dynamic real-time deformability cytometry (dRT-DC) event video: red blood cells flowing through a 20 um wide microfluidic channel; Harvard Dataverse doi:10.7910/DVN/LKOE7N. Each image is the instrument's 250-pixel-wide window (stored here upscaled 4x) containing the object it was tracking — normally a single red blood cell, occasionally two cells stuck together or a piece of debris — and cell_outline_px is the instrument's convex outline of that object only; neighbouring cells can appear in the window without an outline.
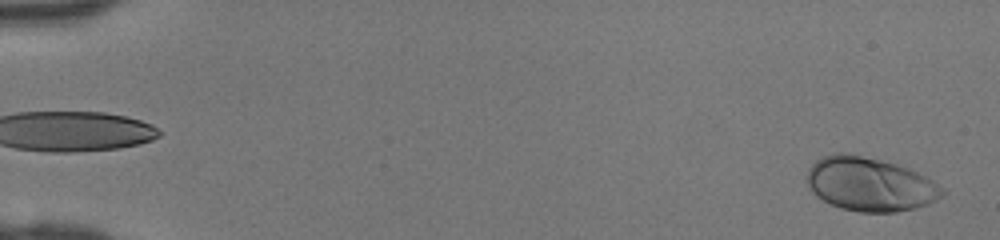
{"species": "human", "species_latin": "Homo sapiens", "temperature_condition": "room temperature", "stored_images_in_passage": 45, "camera_frame_rate_fps": 3000, "um_per_image_px": 0.085, "donor": {"sex": "female"}, "frame": {"image": 1, "passage_image": 1, "time_ms": 0.0, "image_size_px": [1000, 240], "cell_outline_px": [[944, 192], [936, 200], [928, 204], [916, 208], [896, 212], [860, 212], [840, 208], [816, 196], [812, 192], [808, 184], [808, 168], [816, 160], [824, 156], [836, 152], [840, 152], [880, 160], [896, 164], [916, 172], [932, 180], [944, 188]], "centroid_in_image_um": [73.93, 15.67], "position_along_channel_um": 11.1, "area_um2": 42.02}}
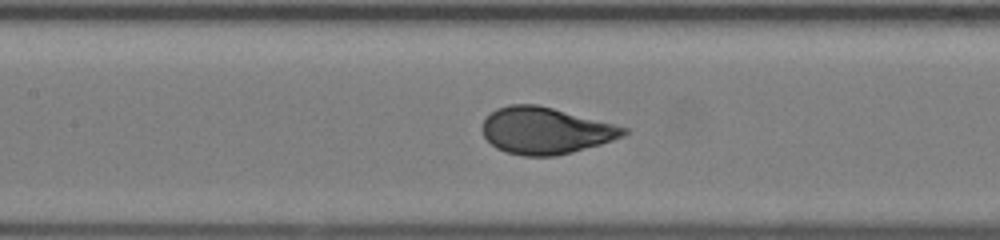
{"frame": {"image": 2, "passage_image": 22, "time_ms": 7.0, "image_size_px": [1000, 240], "cell_outline_px": [[628, 132], [624, 136], [600, 144], [572, 152], [556, 156], [524, 156], [508, 152], [496, 148], [484, 136], [480, 128], [484, 120], [496, 108], [512, 104], [536, 104], [552, 108], [628, 128]], "centroid_in_image_um": [46.34, 11.11], "position_along_channel_um": 161.1, "area_um2": 38.09}}
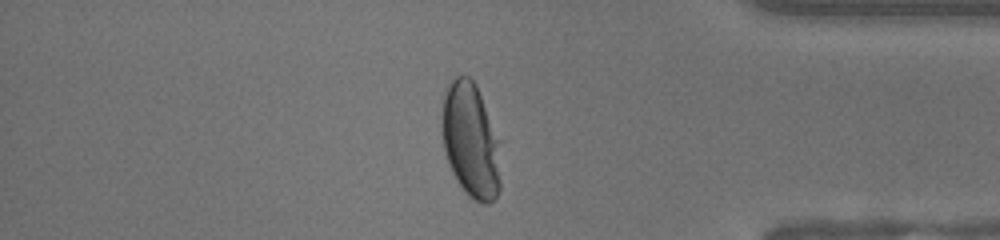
{"frame": {"image": 3, "passage_image": 39, "time_ms": 12.667, "image_size_px": [1000, 240], "cell_outline_px": [[500, 188], [496, 196], [488, 204], [484, 204], [468, 196], [456, 180], [452, 172], [444, 148], [440, 124], [440, 116], [444, 96], [448, 84], [456, 76], [468, 76], [476, 84], [496, 140], [500, 180]], "centroid_in_image_um": [39.94, 11.95], "position_along_channel_um": 395.3, "area_um2": 38.38}}